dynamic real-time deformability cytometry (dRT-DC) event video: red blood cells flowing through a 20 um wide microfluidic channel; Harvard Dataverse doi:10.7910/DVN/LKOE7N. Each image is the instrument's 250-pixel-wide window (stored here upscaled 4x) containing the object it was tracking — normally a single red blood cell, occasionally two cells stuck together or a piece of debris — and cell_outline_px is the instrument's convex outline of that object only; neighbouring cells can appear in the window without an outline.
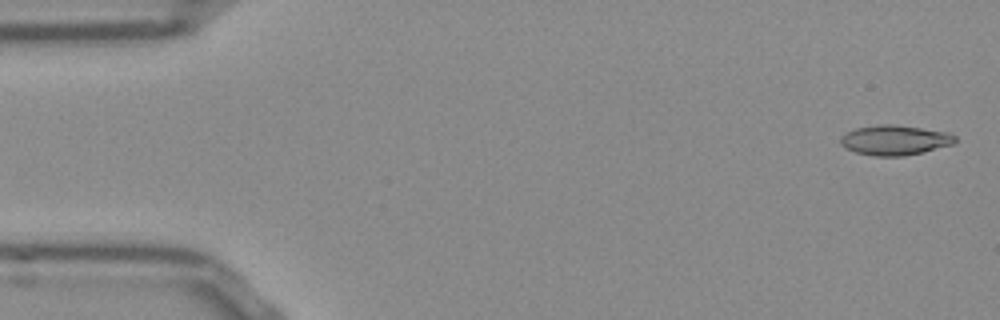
{"species": "Egyptian fruit bat (a non-hibernating species)", "species_latin": "Rousettus aegyptiacus", "temperature_condition": "room temperature", "stored_images_in_passage": 9, "camera_frame_rate_fps": 3000, "um_per_image_px": 0.085, "frame": {"image": 1, "passage_image": 2, "time_ms": 0.333, "image_size_px": [1000, 320], "cell_outline_px": [[956, 140], [952, 144], [904, 156], [872, 156], [856, 152], [844, 148], [840, 144], [840, 136], [856, 128], [880, 124], [888, 124], [920, 128], [948, 132], [956, 136]], "centroid_in_image_um": [76.01, 11.91], "position_along_channel_um": 9.0, "area_um2": 19.77}}